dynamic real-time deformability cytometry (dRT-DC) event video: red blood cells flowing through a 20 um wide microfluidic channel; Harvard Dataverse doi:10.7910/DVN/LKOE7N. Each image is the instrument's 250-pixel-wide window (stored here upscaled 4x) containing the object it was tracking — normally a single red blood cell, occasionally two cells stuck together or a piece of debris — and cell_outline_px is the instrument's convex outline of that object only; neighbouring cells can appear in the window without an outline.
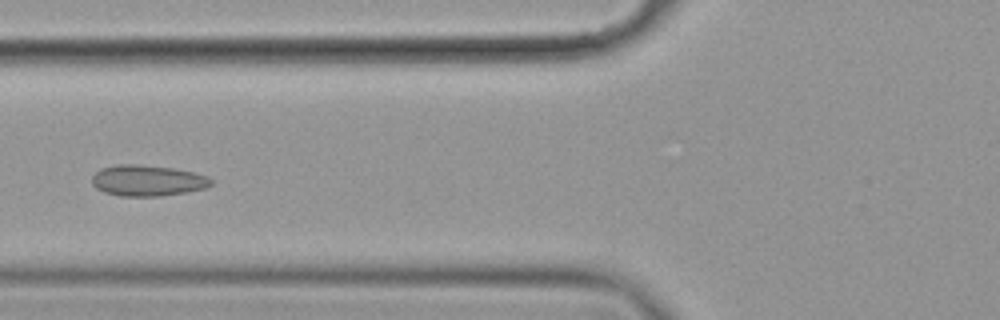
{"species": "common noctule bat (a hibernating species)", "species_latin": "Nyctalus noctula", "temperature_condition": "cold", "stored_images_in_passage": 7, "camera_frame_rate_fps": 3000, "um_per_image_px": 0.085, "animal": {"sex": "female", "body_mass_g": 19.9}, "frame": {"image": 1, "passage_image": 5, "time_ms": 1.333, "image_size_px": [1000, 320], "cell_outline_px": [[212, 184], [208, 188], [188, 192], [160, 196], [120, 196], [104, 192], [96, 188], [92, 184], [92, 176], [100, 168], [116, 164], [136, 164], [172, 168], [192, 172], [208, 176], [212, 180]], "centroid_in_image_um": [12.54, 15.35], "position_along_channel_um": 113.3, "area_um2": 21.68}}
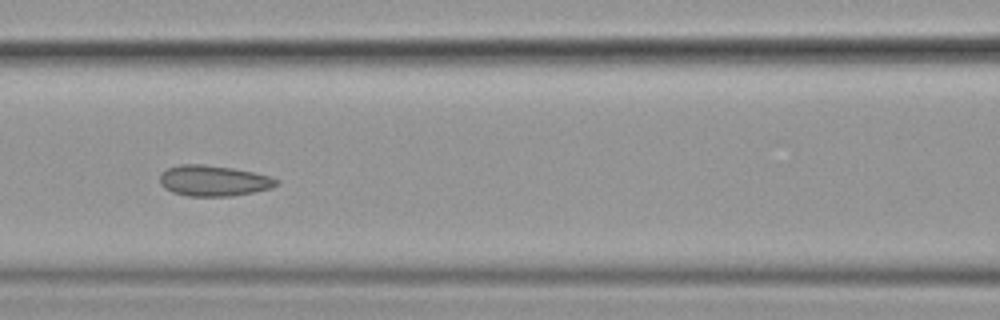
{"frame": {"image": 2, "passage_image": 6, "time_ms": 1.667, "image_size_px": [1000, 320], "cell_outline_px": [[280, 184], [272, 188], [232, 196], [188, 196], [172, 192], [164, 188], [160, 184], [160, 176], [168, 168], [180, 164], [204, 164], [232, 168], [272, 176], [280, 180]], "centroid_in_image_um": [18.19, 15.36], "position_along_channel_um": 148.4, "area_um2": 20.98}}
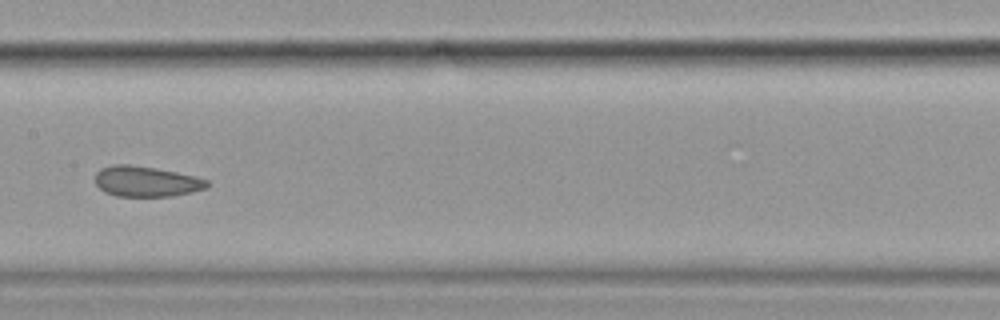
{"frame": {"image": 3, "passage_image": 7, "time_ms": 2.0, "image_size_px": [1000, 320], "cell_outline_px": [[208, 184], [204, 188], [192, 192], [172, 196], [116, 196], [104, 192], [96, 184], [96, 172], [100, 168], [112, 164], [128, 164], [176, 172], [208, 180]], "centroid_in_image_um": [12.37, 15.42], "position_along_channel_um": 195.0, "area_um2": 19.65}}